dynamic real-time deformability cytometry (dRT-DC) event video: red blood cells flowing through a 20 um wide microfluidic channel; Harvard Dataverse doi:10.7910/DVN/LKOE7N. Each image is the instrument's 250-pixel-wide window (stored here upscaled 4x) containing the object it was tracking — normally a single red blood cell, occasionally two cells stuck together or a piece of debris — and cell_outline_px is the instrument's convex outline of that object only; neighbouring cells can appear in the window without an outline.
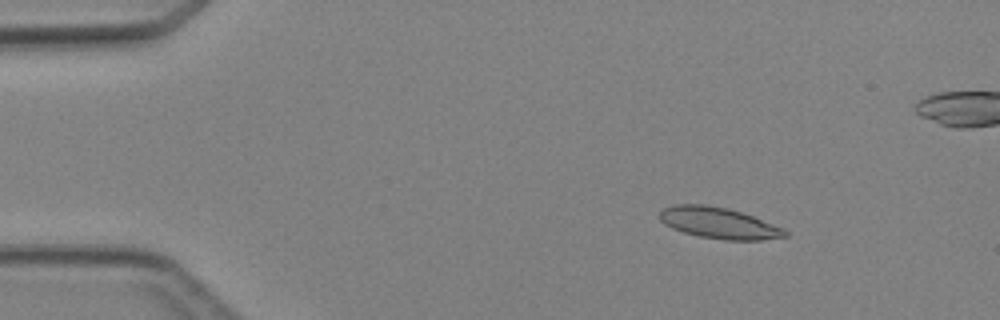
{"species": "Egyptian fruit bat (a non-hibernating species)", "species_latin": "Rousettus aegyptiacus", "temperature_condition": "cold", "stored_images_in_passage": 5, "camera_frame_rate_fps": 3000, "um_per_image_px": 0.085, "animal": {"sex": "female"}, "frame": {"image": 1, "passage_image": 1, "time_ms": 0.0, "image_size_px": [1000, 320], "cell_outline_px": [[788, 236], [760, 240], [724, 240], [700, 236], [684, 232], [672, 228], [664, 224], [660, 220], [660, 212], [664, 208], [676, 204], [704, 204], [728, 208], [752, 216], [784, 228], [788, 232]], "centroid_in_image_um": [61.1, 18.95], "position_along_channel_um": 23.9, "area_um2": 22.66}}
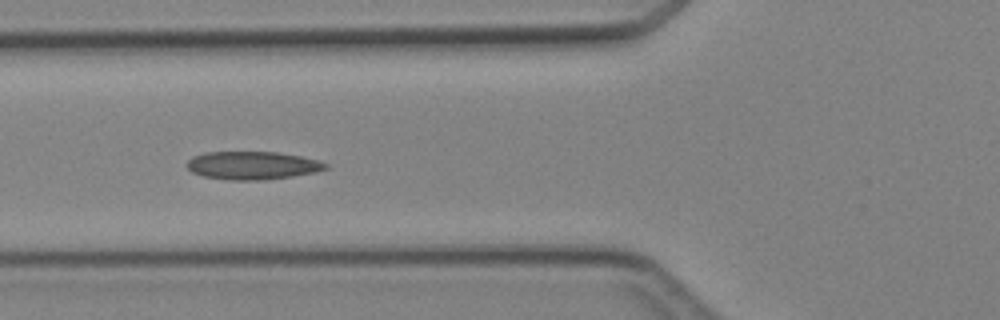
{"frame": {"image": 2, "passage_image": 4, "time_ms": 3.667, "image_size_px": [1000, 320], "cell_outline_px": [[328, 168], [316, 172], [292, 176], [264, 180], [228, 180], [204, 176], [192, 172], [184, 164], [192, 156], [204, 152], [276, 152], [300, 156], [316, 160], [328, 164]], "centroid_in_image_um": [21.42, 14.06], "position_along_channel_um": 104.4, "area_um2": 22.72}}
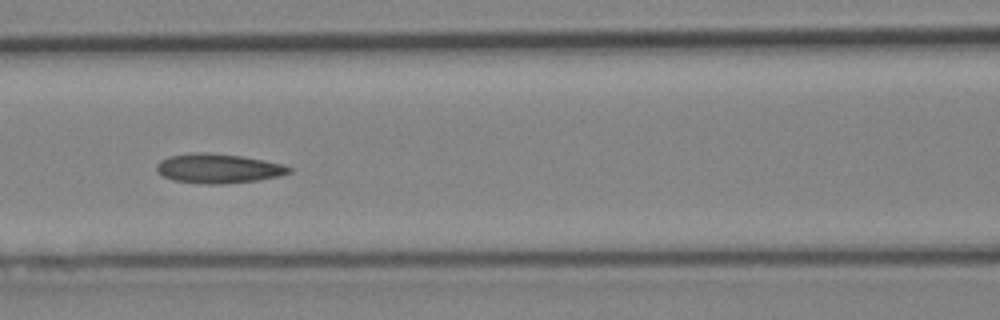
{"frame": {"image": 3, "passage_image": 5, "time_ms": 4.667, "image_size_px": [1000, 320], "cell_outline_px": [[292, 172], [280, 176], [260, 180], [224, 184], [208, 184], [172, 180], [156, 172], [156, 164], [160, 160], [168, 156], [192, 152], [208, 152], [244, 156], [284, 164], [292, 168]], "centroid_in_image_um": [18.56, 14.31], "position_along_channel_um": 148.0, "area_um2": 23.12}}